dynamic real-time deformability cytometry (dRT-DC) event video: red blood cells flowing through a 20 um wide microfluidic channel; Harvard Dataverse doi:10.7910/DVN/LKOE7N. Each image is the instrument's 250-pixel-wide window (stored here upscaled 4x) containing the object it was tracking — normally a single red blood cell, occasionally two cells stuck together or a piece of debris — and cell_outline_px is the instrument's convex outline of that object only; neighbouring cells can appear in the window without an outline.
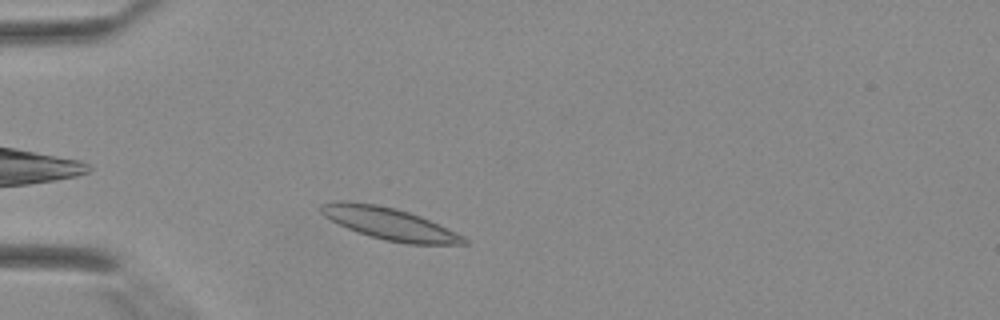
{"species": "Egyptian fruit bat (a non-hibernating species)", "species_latin": "Rousettus aegyptiacus", "temperature_condition": "warm", "stored_images_in_passage": 34, "camera_frame_rate_fps": 3000, "um_per_image_px": 0.085, "animal": {"sex": "female"}, "frame": {"image": 1, "passage_image": 4, "time_ms": 1.0, "image_size_px": [1000, 320], "cell_outline_px": [[468, 244], [408, 244], [384, 240], [368, 236], [356, 232], [324, 216], [320, 212], [320, 204], [332, 200], [344, 200], [376, 204], [396, 208], [420, 216], [456, 232], [464, 236], [468, 240]], "centroid_in_image_um": [33.07, 19.0], "position_along_channel_um": 51.9, "area_um2": 26.76}}
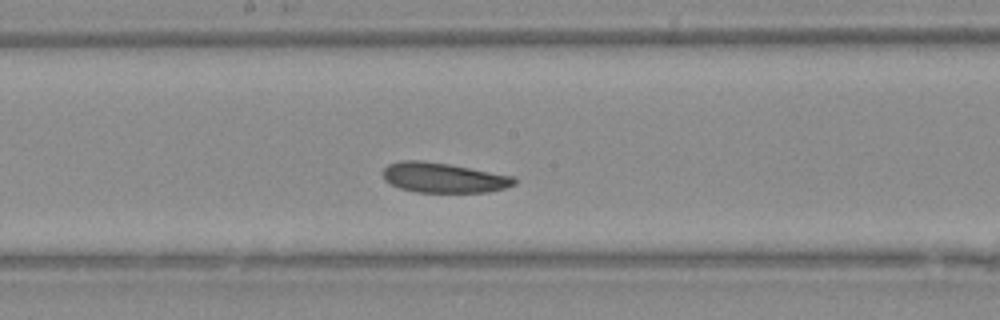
{"frame": {"image": 2, "passage_image": 15, "time_ms": 4.667, "image_size_px": [1000, 320], "cell_outline_px": [[516, 184], [504, 188], [488, 192], [416, 192], [400, 188], [384, 180], [384, 168], [388, 164], [400, 160], [420, 160], [448, 164], [516, 176]], "centroid_in_image_um": [37.72, 15.1], "position_along_channel_um": 210.5, "area_um2": 22.95}}
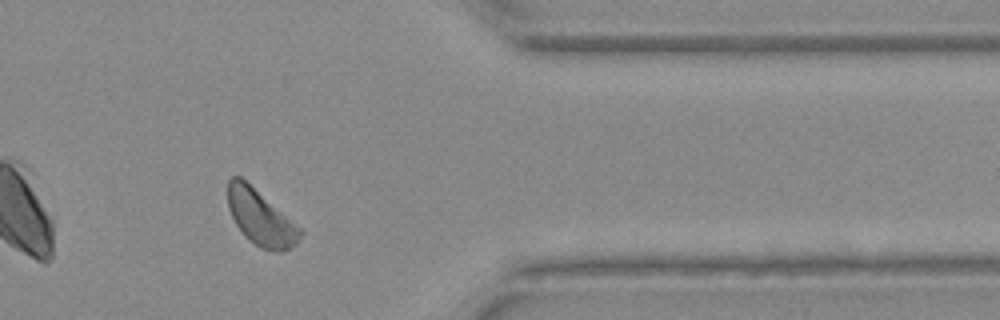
{"frame": {"image": 3, "passage_image": 27, "time_ms": 8.667, "image_size_px": [1000, 320], "cell_outline_px": [[304, 232], [296, 244], [280, 252], [276, 252], [260, 248], [248, 240], [244, 236], [236, 224], [228, 208], [228, 180], [232, 176], [240, 176], [300, 228]], "centroid_in_image_um": [22.13, 18.53], "position_along_channel_um": 389.3, "area_um2": 22.89}}